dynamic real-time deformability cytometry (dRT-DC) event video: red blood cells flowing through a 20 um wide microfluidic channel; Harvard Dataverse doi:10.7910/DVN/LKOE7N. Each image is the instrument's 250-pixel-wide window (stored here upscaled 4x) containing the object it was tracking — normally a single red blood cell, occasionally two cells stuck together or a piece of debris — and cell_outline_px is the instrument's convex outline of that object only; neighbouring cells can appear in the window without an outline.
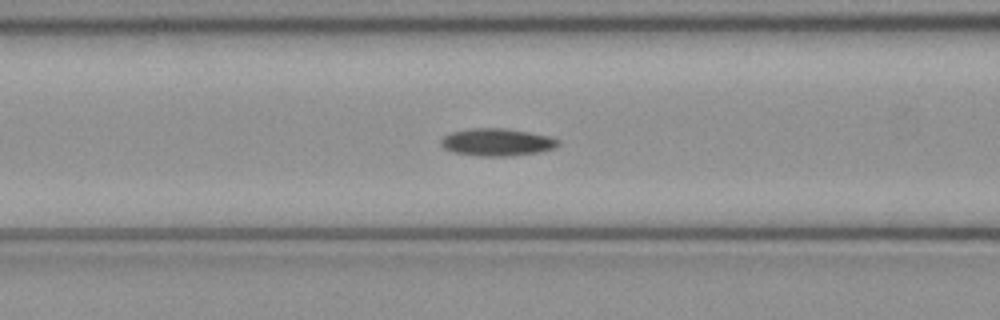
{"species": "common noctule bat (a hibernating species)", "species_latin": "Nyctalus noctula", "temperature_condition": "cold", "stored_images_in_passage": 47, "camera_frame_rate_fps": 3000, "um_per_image_px": 0.085, "animal": {"sex": "female", "body_mass_g": 21.9}, "frame": {"image": 1, "passage_image": 16, "time_ms": 5.0, "image_size_px": [1000, 320], "cell_outline_px": [[560, 144], [556, 148], [536, 152], [508, 156], [480, 156], [452, 152], [444, 148], [440, 144], [440, 140], [444, 136], [452, 132], [472, 128], [508, 128], [548, 136], [560, 140]], "centroid_in_image_um": [42.24, 12.08], "position_along_channel_um": 124.4, "area_um2": 18.73}}
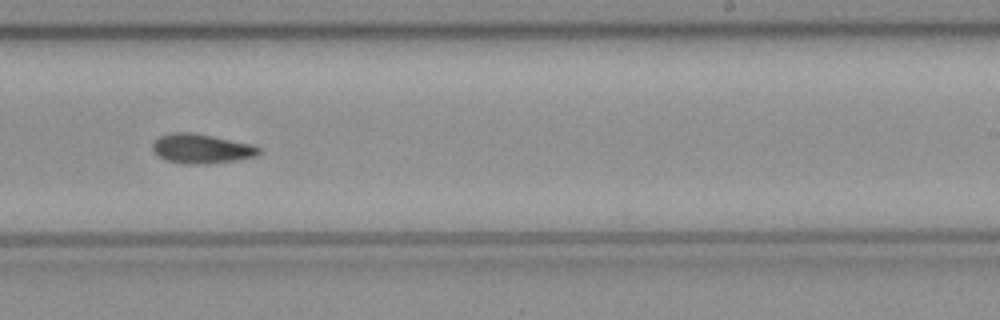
{"frame": {"image": 2, "passage_image": 27, "time_ms": 8.667, "image_size_px": [1000, 320], "cell_outline_px": [[260, 152], [256, 156], [236, 160], [208, 164], [180, 164], [168, 160], [160, 156], [152, 148], [152, 144], [160, 136], [172, 132], [192, 132], [252, 144], [260, 148]], "centroid_in_image_um": [17.13, 12.64], "position_along_channel_um": 271.9, "area_um2": 18.15}}
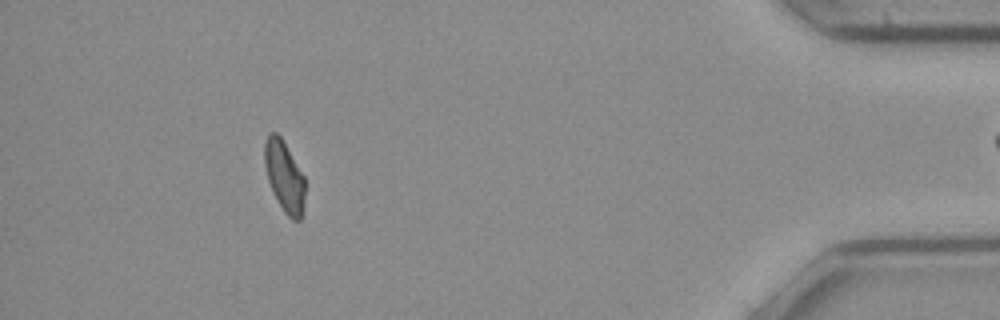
{"frame": {"image": 3, "passage_image": 42, "time_ms": 13.667, "image_size_px": [1000, 320], "cell_outline_px": [[304, 204], [300, 220], [292, 220], [284, 212], [268, 180], [264, 164], [264, 144], [268, 136], [272, 132], [276, 132], [280, 136], [304, 176]], "centroid_in_image_um": [24.17, 14.99], "position_along_channel_um": 411.0, "area_um2": 16.3}, "authors_computed_cell_mechanics": {"area_um2": 17.8602, "velocity_mm_per_s": 4.0152, "shape_relaxation_time_tau1_ms": 11.0667, "shape_relaxation_time_tau2_ms": 10.9268, "deformation_change_tau1": 0.1967, "deformation_change_tau2": 0.1662}}